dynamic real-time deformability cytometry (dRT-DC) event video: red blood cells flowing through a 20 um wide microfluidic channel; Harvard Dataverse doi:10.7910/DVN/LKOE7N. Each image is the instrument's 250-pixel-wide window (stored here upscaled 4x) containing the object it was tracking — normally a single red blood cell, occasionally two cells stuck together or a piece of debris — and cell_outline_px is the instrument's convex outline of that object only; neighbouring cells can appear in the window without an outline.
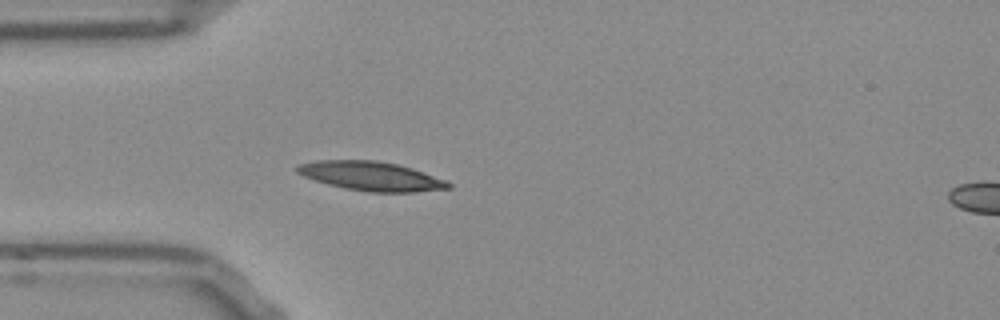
{"species": "Egyptian fruit bat (a non-hibernating species)", "species_latin": "Rousettus aegyptiacus", "temperature_condition": "room temperature", "stored_images_in_passage": 39, "camera_frame_rate_fps": 3000, "um_per_image_px": 0.085, "frame": {"image": 1, "passage_image": 1, "time_ms": 0.0, "image_size_px": [1000, 320], "cell_outline_px": [[452, 188], [416, 192], [368, 192], [344, 188], [328, 184], [304, 176], [296, 172], [296, 168], [300, 164], [316, 160], [376, 160], [396, 164], [412, 168], [448, 180], [452, 184]], "centroid_in_image_um": [31.6, 14.97], "position_along_channel_um": 53.4, "area_um2": 25.72}}
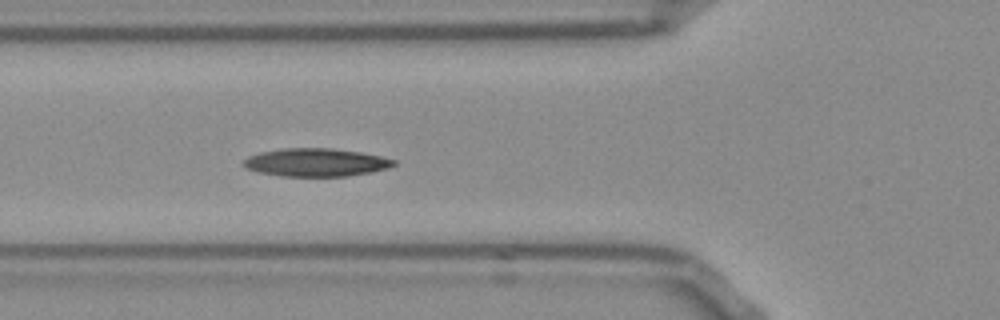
{"frame": {"image": 2, "passage_image": 5, "time_ms": 1.333, "image_size_px": [1000, 320], "cell_outline_px": [[396, 164], [388, 168], [372, 172], [348, 176], [284, 176], [256, 172], [244, 168], [240, 164], [248, 156], [260, 152], [280, 148], [332, 148], [360, 152], [380, 156], [396, 160]], "centroid_in_image_um": [26.81, 13.8], "position_along_channel_um": 99.0, "area_um2": 24.8}}
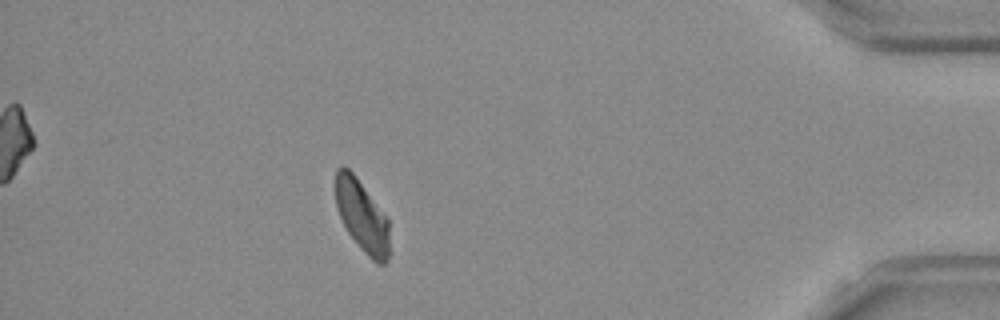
{"frame": {"image": 3, "passage_image": 33, "time_ms": 10.667, "image_size_px": [1000, 320], "cell_outline_px": [[388, 260], [384, 264], [376, 264], [360, 248], [348, 232], [340, 216], [336, 204], [336, 168], [340, 164], [348, 168], [356, 176], [388, 220]], "centroid_in_image_um": [30.75, 18.36], "position_along_channel_um": 404.4, "area_um2": 22.14}, "authors_computed_cell_mechanics": {"area_um2": 24.1026, "velocity_mm_per_s": 3.8247, "shape_relaxation_time_tau1_ms": 5.9039, "shape_relaxation_time_tau2_ms": 4.6277, "deformation_change_tau1": 0.1436, "deformation_change_tau2": 0.0931}}